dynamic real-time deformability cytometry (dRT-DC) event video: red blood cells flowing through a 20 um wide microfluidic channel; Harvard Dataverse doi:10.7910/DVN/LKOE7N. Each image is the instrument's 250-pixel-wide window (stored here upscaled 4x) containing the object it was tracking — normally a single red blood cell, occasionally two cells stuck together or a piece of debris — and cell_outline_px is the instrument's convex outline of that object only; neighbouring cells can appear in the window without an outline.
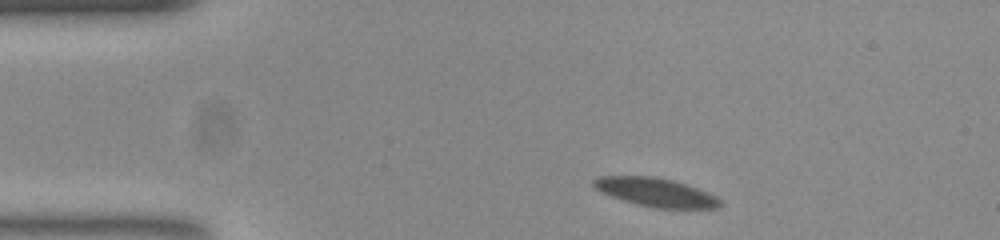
{"species": "common noctule bat (a hibernating species)", "species_latin": "Nyctalus noctula", "temperature_condition": "room temperature", "stored_images_in_passage": 47, "camera_frame_rate_fps": 3000, "um_per_image_px": 0.085, "animal": {"sex": "female", "body_mass_g": 23.0, "forearm_length_mm": 53.4}, "frame": {"image": 1, "passage_image": 1, "time_ms": 0.0, "image_size_px": [1000, 240], "cell_outline_px": [[720, 204], [716, 208], [660, 208], [640, 204], [624, 200], [612, 196], [596, 188], [592, 184], [592, 180], [600, 176], [656, 176], [672, 180], [696, 188], [716, 196], [720, 200]], "centroid_in_image_um": [55.73, 16.33], "position_along_channel_um": 29.3, "area_um2": 20.52}}
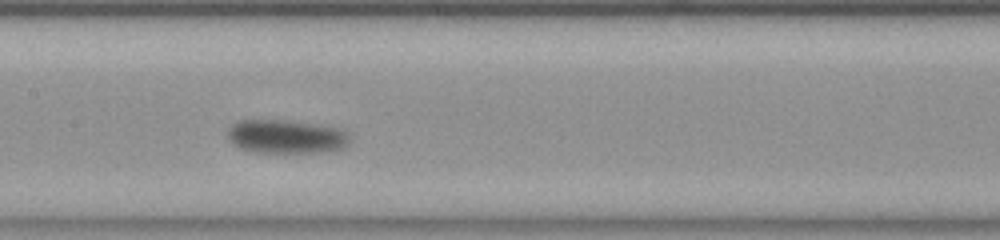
{"frame": {"image": 2, "passage_image": 18, "time_ms": 5.667, "image_size_px": [1000, 240], "cell_outline_px": [[344, 144], [340, 148], [316, 152], [256, 152], [240, 148], [228, 136], [228, 128], [232, 124], [240, 120], [284, 120], [336, 128], [344, 132]], "centroid_in_image_um": [24.18, 11.6], "position_along_channel_um": 183.2, "area_um2": 22.83}}
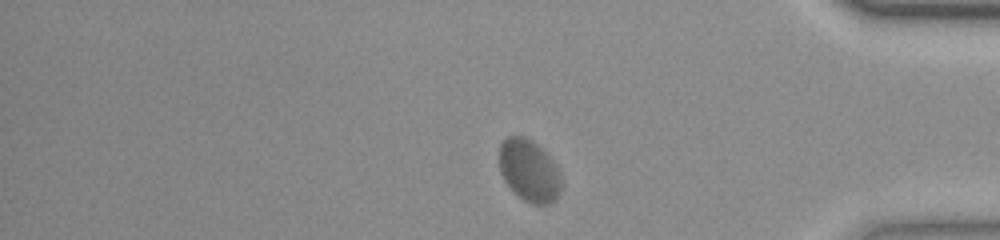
{"frame": {"image": 3, "passage_image": 37, "time_ms": 12.0, "image_size_px": [1000, 240], "cell_outline_px": [[560, 192], [556, 200], [552, 204], [532, 204], [524, 200], [504, 180], [500, 172], [500, 144], [508, 136], [524, 136], [532, 140], [556, 164], [560, 172]], "centroid_in_image_um": [44.99, 14.51], "position_along_channel_um": 390.2, "area_um2": 22.2}, "authors_computed_cell_mechanics": {"area_um2": 22.4842, "velocity_mm_per_s": 3.6783, "shape_relaxation_time_tau1_ms": 1.9301, "shape_relaxation_time_tau2_ms": null, "deformation_change_tau1": 0.073, "deformation_change_tau2": null}}